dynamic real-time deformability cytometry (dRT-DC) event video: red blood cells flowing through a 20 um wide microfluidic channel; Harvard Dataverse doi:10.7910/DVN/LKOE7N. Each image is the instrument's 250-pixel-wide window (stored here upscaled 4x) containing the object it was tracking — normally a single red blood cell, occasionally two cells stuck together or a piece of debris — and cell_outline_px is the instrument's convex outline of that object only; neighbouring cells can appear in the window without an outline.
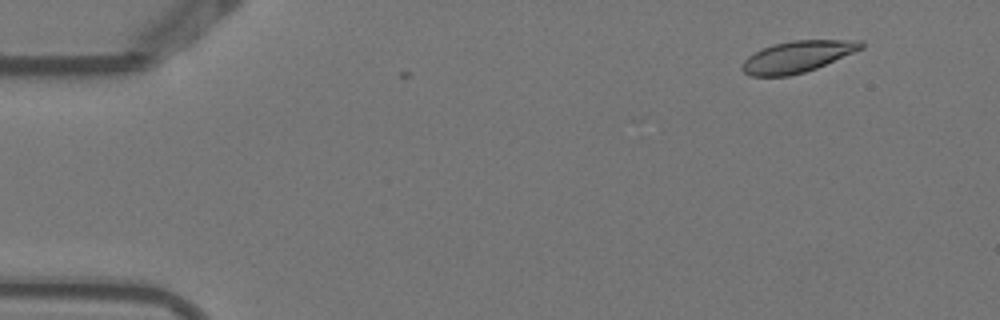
{"species": "Egyptian fruit bat (a non-hibernating species)", "species_latin": "Rousettus aegyptiacus", "temperature_condition": "warm", "stored_images_in_passage": 2, "camera_frame_rate_fps": 3000, "um_per_image_px": 0.085, "animal": {"sex": "female"}, "frame": {"image": 1, "passage_image": 2, "time_ms": 0.333, "image_size_px": [1000, 320], "cell_outline_px": [[864, 48], [816, 68], [804, 72], [788, 76], [752, 76], [744, 72], [740, 68], [740, 64], [748, 56], [772, 44], [792, 40], [860, 40], [864, 44]], "centroid_in_image_um": [67.76, 4.81], "position_along_channel_um": 17.2, "area_um2": 21.73}}